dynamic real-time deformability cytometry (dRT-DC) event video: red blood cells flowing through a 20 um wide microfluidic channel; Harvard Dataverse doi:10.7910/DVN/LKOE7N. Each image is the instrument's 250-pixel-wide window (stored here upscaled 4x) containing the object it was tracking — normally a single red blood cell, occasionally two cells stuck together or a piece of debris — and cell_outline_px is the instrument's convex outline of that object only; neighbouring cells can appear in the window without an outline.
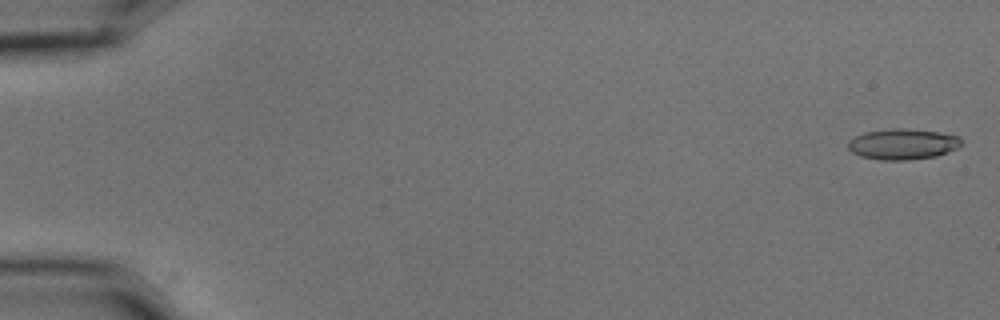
{"species": "common noctule bat (a hibernating species)", "species_latin": "Nyctalus noctula", "temperature_condition": "cold", "stored_images_in_passage": 5, "camera_frame_rate_fps": 3000, "um_per_image_px": 0.085, "animal": {"sex": "male", "body_mass_g": 15.6}, "frame": {"image": 1, "passage_image": 1, "time_ms": 0.0, "image_size_px": [1000, 320], "cell_outline_px": [[964, 144], [948, 152], [936, 156], [908, 160], [880, 160], [860, 156], [852, 152], [848, 148], [848, 140], [864, 132], [892, 128], [904, 128], [940, 132], [960, 136]], "centroid_in_image_um": [76.75, 12.24], "position_along_channel_um": 8.2, "area_um2": 20.52}}